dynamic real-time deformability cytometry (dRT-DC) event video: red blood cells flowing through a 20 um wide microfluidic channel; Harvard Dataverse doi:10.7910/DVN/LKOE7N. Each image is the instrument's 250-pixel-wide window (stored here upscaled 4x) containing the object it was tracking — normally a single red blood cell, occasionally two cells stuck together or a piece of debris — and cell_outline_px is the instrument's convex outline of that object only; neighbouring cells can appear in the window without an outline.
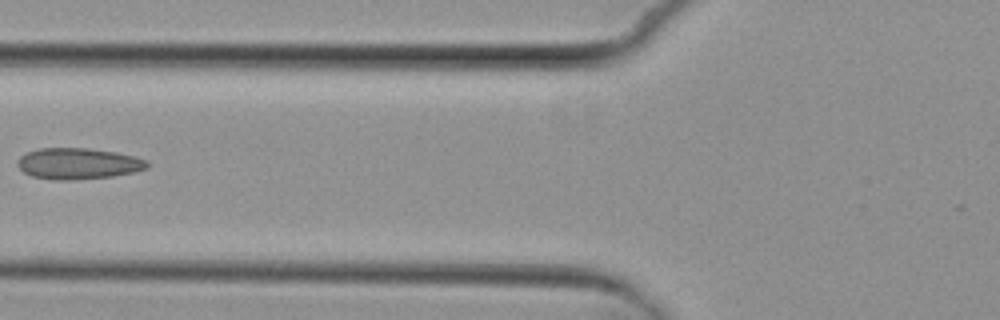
{"species": "common noctule bat (a hibernating species)", "species_latin": "Nyctalus noctula", "temperature_condition": "cold", "stored_images_in_passage": 6, "camera_frame_rate_fps": 3000, "um_per_image_px": 0.085, "animal": {"sex": "female", "body_mass_g": 29.2, "forearm_length_mm": 56.3}, "frame": {"image": 1, "passage_image": 6, "time_ms": 6.0, "image_size_px": [1000, 320], "cell_outline_px": [[148, 168], [136, 172], [112, 176], [72, 180], [52, 180], [32, 176], [24, 172], [16, 164], [16, 160], [20, 156], [28, 152], [40, 148], [88, 148], [116, 152], [136, 156], [148, 160]], "centroid_in_image_um": [6.66, 13.9], "position_along_channel_um": 119.1, "area_um2": 23.76}}